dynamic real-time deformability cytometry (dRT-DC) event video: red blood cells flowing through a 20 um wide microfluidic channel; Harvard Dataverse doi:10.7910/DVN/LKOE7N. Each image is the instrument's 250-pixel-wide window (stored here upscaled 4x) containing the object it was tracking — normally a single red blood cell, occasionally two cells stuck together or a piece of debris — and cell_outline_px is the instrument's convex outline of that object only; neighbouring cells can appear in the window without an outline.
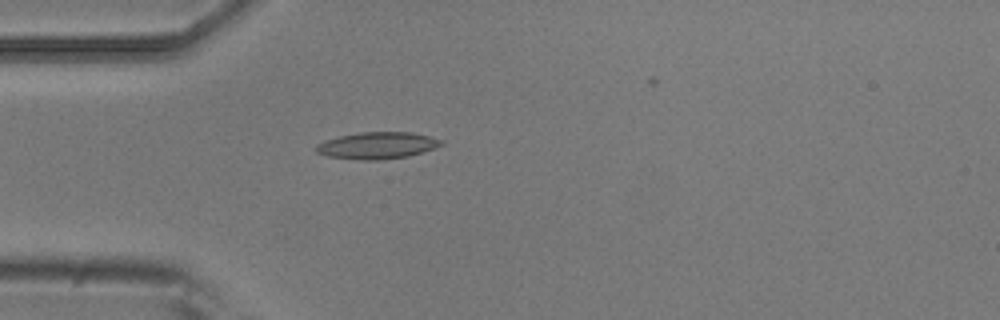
{"species": "common noctule bat (a hibernating species)", "species_latin": "Nyctalus noctula", "temperature_condition": "room temperature", "stored_images_in_passage": 4, "camera_frame_rate_fps": 3000, "um_per_image_px": 0.085, "animal": {"sex": "male", "body_mass_g": 20.5, "forearm_length_mm": 52.5}, "frame": {"image": 1, "passage_image": 4, "time_ms": 1.0, "image_size_px": [1000, 320], "cell_outline_px": [[444, 144], [408, 156], [380, 160], [360, 160], [328, 156], [316, 152], [316, 144], [324, 140], [340, 136], [360, 132], [412, 132], [444, 140]], "centroid_in_image_um": [32.05, 12.36], "position_along_channel_um": 53.0, "area_um2": 19.42}}